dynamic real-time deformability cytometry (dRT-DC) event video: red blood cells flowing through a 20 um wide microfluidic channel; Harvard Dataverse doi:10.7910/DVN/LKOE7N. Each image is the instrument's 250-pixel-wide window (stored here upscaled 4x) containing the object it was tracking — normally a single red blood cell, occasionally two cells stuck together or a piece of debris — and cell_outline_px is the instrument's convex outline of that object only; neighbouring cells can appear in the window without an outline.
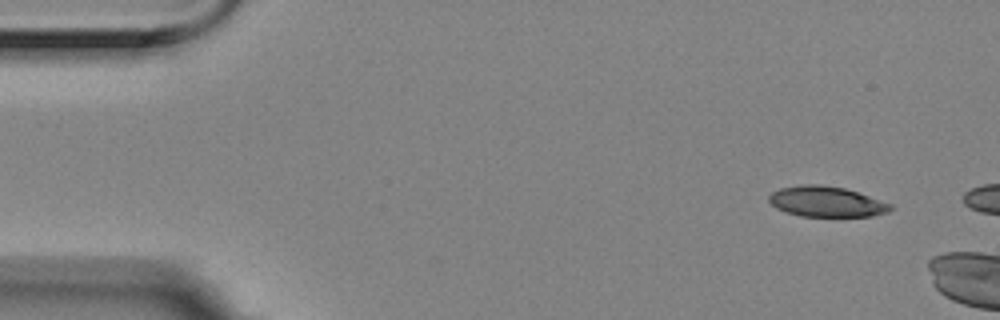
{"species": "Egyptian fruit bat (a non-hibernating species)", "species_latin": "Rousettus aegyptiacus", "temperature_condition": "room temperature", "stored_images_in_passage": 2, "camera_frame_rate_fps": 3000, "um_per_image_px": 0.085, "animal": {"sex": "female"}, "frame": {"image": 1, "passage_image": 1, "time_ms": 0.0, "image_size_px": [1000, 320], "cell_outline_px": [[892, 208], [888, 212], [872, 216], [800, 216], [776, 208], [768, 200], [768, 196], [772, 192], [780, 188], [800, 184], [820, 184], [844, 188], [892, 204]], "centroid_in_image_um": [70.22, 17.13], "position_along_channel_um": 14.8, "area_um2": 21.44}}